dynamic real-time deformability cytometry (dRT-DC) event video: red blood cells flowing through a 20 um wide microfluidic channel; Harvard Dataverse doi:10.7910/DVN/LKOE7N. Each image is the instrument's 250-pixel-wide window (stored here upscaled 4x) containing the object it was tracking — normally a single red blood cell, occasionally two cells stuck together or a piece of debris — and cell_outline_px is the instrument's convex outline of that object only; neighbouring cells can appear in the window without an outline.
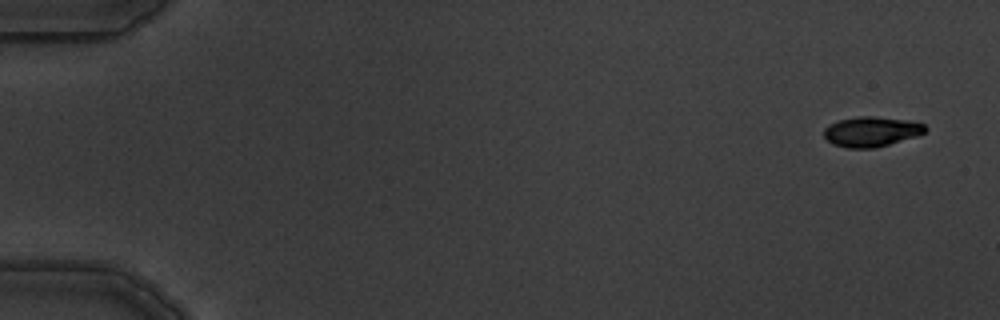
{"species": "common noctule bat (a hibernating species)", "species_latin": "Nyctalus noctula", "temperature_condition": "warm", "stored_images_in_passage": 3, "camera_frame_rate_fps": 3000, "um_per_image_px": 0.085, "animal": {"sex": "male", "body_mass_g": 19.5, "forearm_length_mm": 54.6}, "frame": {"image": 1, "passage_image": 1, "time_ms": 0.0, "image_size_px": [1000, 320], "cell_outline_px": [[928, 128], [924, 132], [916, 136], [888, 144], [872, 148], [848, 148], [832, 144], [824, 136], [824, 128], [828, 124], [840, 120], [856, 116], [872, 116], [904, 120], [924, 124]], "centroid_in_image_um": [74.02, 11.18], "position_along_channel_um": 11.0, "area_um2": 17.51}}